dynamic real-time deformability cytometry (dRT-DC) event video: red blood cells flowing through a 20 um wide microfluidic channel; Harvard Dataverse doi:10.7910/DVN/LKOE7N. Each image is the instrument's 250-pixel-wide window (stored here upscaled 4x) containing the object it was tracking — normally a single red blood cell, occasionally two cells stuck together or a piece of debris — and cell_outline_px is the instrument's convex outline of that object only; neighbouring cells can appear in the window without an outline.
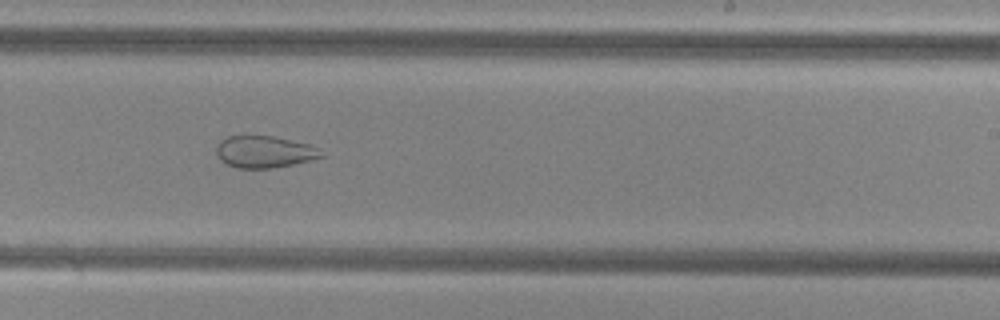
{"species": "common noctule bat (a hibernating species)", "species_latin": "Nyctalus noctula", "temperature_condition": "cold", "stored_images_in_passage": 53, "camera_frame_rate_fps": 3000, "um_per_image_px": 0.085, "animal": {"sex": "female", "body_mass_g": 29.2, "forearm_length_mm": 56.3}, "frame": {"image": 1, "passage_image": 33, "time_ms": 10.667, "image_size_px": [1000, 320], "cell_outline_px": [[328, 156], [312, 160], [272, 168], [236, 168], [220, 160], [216, 152], [216, 144], [220, 140], [228, 136], [244, 132], [272, 136], [308, 144], [320, 148]], "centroid_in_image_um": [22.46, 12.86], "position_along_channel_um": 266.5, "area_um2": 20.29}}
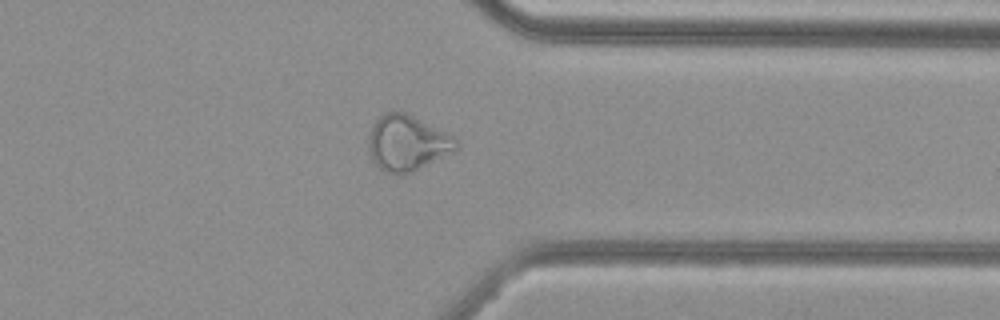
{"frame": {"image": 2, "passage_image": 42, "time_ms": 13.667, "image_size_px": [1000, 320], "cell_outline_px": [[460, 144], [452, 152], [412, 172], [400, 176], [384, 172], [372, 160], [368, 152], [368, 136], [376, 120], [384, 112], [404, 112], [452, 136]], "centroid_in_image_um": [34.56, 12.19], "position_along_channel_um": 376.8, "area_um2": 28.09}}
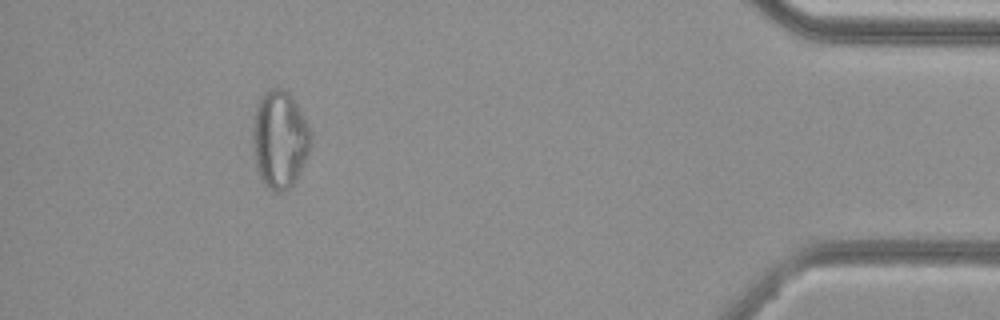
{"frame": {"image": 3, "passage_image": 49, "time_ms": 16.0, "image_size_px": [1000, 320], "cell_outline_px": [[312, 136], [308, 152], [304, 164], [300, 172], [292, 184], [284, 192], [272, 192], [264, 184], [256, 172], [252, 148], [252, 132], [256, 104], [260, 96], [264, 92], [272, 88], [280, 88], [288, 92], [292, 96], [312, 132]], "centroid_in_image_um": [23.74, 11.87], "position_along_channel_um": 411.5, "area_um2": 33.47}}